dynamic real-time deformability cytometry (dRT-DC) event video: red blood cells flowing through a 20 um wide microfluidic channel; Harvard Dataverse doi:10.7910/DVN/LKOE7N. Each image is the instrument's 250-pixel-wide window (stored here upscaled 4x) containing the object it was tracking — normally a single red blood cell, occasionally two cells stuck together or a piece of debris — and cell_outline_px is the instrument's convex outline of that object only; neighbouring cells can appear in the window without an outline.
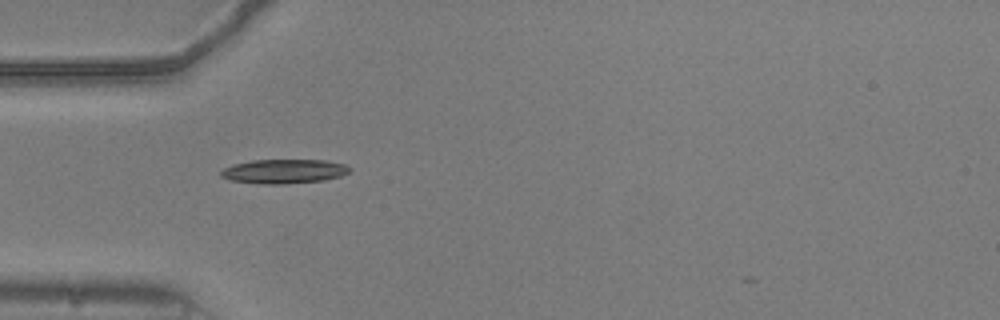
{"species": "common noctule bat (a hibernating species)", "species_latin": "Nyctalus noctula", "temperature_condition": "warm", "stored_images_in_passage": 37, "camera_frame_rate_fps": 3000, "um_per_image_px": 0.085, "animal": {"sex": "male", "body_mass_g": 20.5, "forearm_length_mm": 52.5}, "frame": {"image": 1, "passage_image": 1, "time_ms": 0.0, "image_size_px": [1000, 320], "cell_outline_px": [[352, 168], [348, 172], [340, 176], [324, 180], [280, 184], [264, 184], [232, 180], [220, 176], [220, 172], [224, 168], [232, 164], [252, 160], [324, 160], [344, 164]], "centroid_in_image_um": [24.12, 14.55], "position_along_channel_um": 60.9, "area_um2": 18.03}}
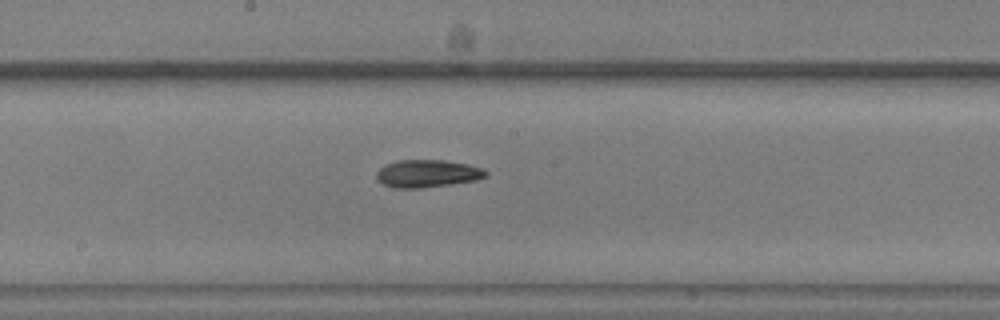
{"frame": {"image": 2, "passage_image": 13, "time_ms": 4.0, "image_size_px": [1000, 320], "cell_outline_px": [[488, 176], [476, 180], [452, 184], [420, 188], [392, 188], [384, 184], [376, 176], [376, 172], [384, 164], [396, 160], [444, 160], [468, 164], [484, 168], [488, 172]], "centroid_in_image_um": [36.35, 14.74], "position_along_channel_um": 211.9, "area_um2": 17.74}}
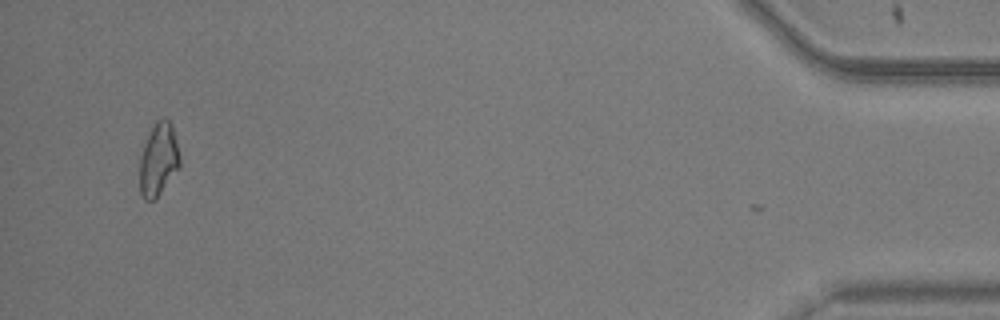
{"frame": {"image": 3, "passage_image": 36, "time_ms": 11.667, "image_size_px": [1000, 320], "cell_outline_px": [[180, 164], [160, 192], [152, 200], [144, 200], [140, 192], [140, 156], [144, 144], [156, 120], [164, 116], [172, 124], [180, 156]], "centroid_in_image_um": [13.46, 13.51], "position_along_channel_um": 421.7, "area_um2": 16.65}, "authors_computed_cell_mechanics": {"area_um2": 16.9932, "velocity_mm_per_s": 3.796, "shape_relaxation_time_tau1_ms": 2.8691, "shape_relaxation_time_tau2_ms": 3.0223, "deformation_change_tau1": 0.1781, "deformation_change_tau2": 0.1123}}